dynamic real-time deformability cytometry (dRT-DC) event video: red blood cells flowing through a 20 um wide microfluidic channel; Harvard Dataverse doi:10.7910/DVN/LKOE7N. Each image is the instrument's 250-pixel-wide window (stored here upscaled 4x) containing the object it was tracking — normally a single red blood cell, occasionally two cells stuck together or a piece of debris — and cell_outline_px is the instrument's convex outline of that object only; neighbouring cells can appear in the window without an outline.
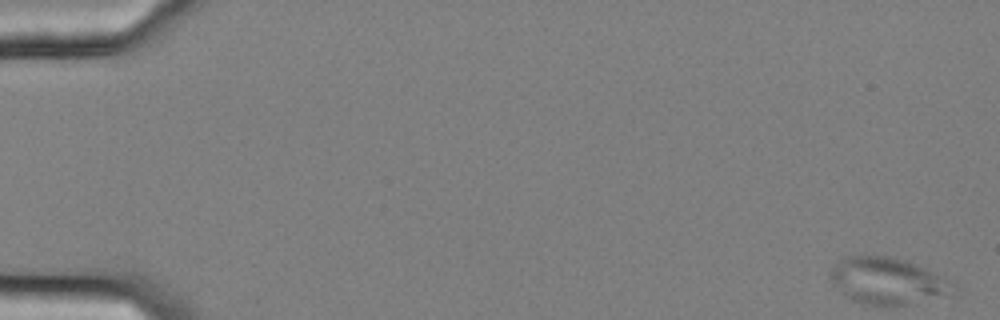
{"species": "common noctule bat (a hibernating species)", "species_latin": "Nyctalus noctula", "temperature_condition": "cold", "stored_images_in_passage": 20, "camera_frame_rate_fps": 3000, "um_per_image_px": 0.085, "animal": {"sex": "female", "body_mass_g": 25.1}, "frame": {"image": 1, "passage_image": 1, "time_ms": 0.0, "image_size_px": [1000, 320], "cell_outline_px": [[948, 284], [940, 292], [908, 304], [872, 304], [856, 300], [848, 296], [832, 284], [828, 276], [832, 268], [840, 260], [848, 256], [884, 256], [904, 260], [932, 272], [944, 280]], "centroid_in_image_um": [75.16, 23.81], "position_along_channel_um": 9.8, "area_um2": 30.58}}
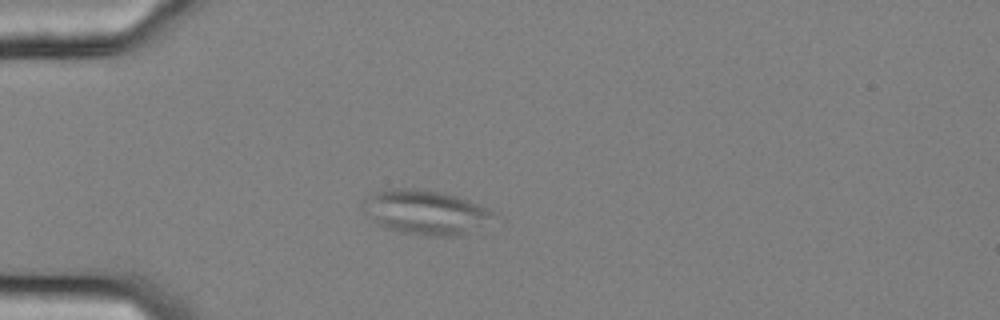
{"frame": {"image": 2, "passage_image": 16, "time_ms": 5.0, "image_size_px": [1000, 320], "cell_outline_px": [[492, 212], [480, 224], [468, 232], [460, 236], [428, 236], [400, 232], [384, 228], [376, 224], [360, 204], [368, 196], [376, 192], [392, 188], [404, 188], [440, 192], [456, 196], [468, 200], [488, 208]], "centroid_in_image_um": [36.05, 18.04], "position_along_channel_um": 49.0, "area_um2": 32.89}}